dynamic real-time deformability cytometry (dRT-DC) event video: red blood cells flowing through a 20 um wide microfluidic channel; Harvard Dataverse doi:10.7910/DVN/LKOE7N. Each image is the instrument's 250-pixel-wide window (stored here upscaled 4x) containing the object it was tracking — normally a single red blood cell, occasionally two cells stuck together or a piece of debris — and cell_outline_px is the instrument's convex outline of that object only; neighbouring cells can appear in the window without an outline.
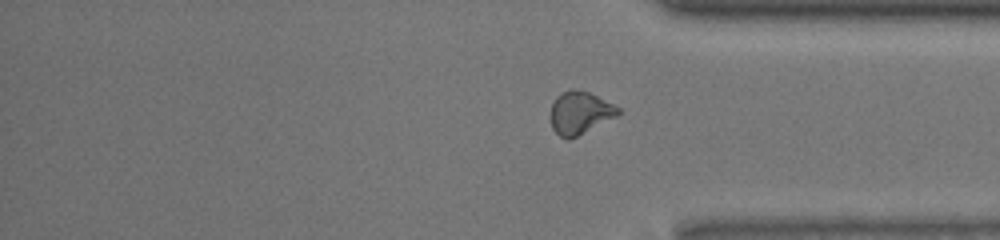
{"species": "common noctule bat (a hibernating species)", "species_latin": "Nyctalus noctula", "temperature_condition": "room temperature", "stored_images_in_passage": 49, "segment_of_instrument_passage": [2, 2], "camera_frame_rate_fps": 3000, "um_per_image_px": 0.085, "animal": {"sex": "male", "body_mass_g": 13.0, "forearm_length_mm": 53.1}, "frame": {"image": 1, "passage_image": 49, "time_ms": 16.0, "image_size_px": [1000, 240], "cell_outline_px": [[620, 112], [616, 116], [568, 140], [560, 136], [552, 128], [552, 104], [556, 96], [568, 88], [580, 88], [620, 108]], "centroid_in_image_um": [49.27, 9.55], "position_along_channel_um": 385.9, "area_um2": 16.47}}